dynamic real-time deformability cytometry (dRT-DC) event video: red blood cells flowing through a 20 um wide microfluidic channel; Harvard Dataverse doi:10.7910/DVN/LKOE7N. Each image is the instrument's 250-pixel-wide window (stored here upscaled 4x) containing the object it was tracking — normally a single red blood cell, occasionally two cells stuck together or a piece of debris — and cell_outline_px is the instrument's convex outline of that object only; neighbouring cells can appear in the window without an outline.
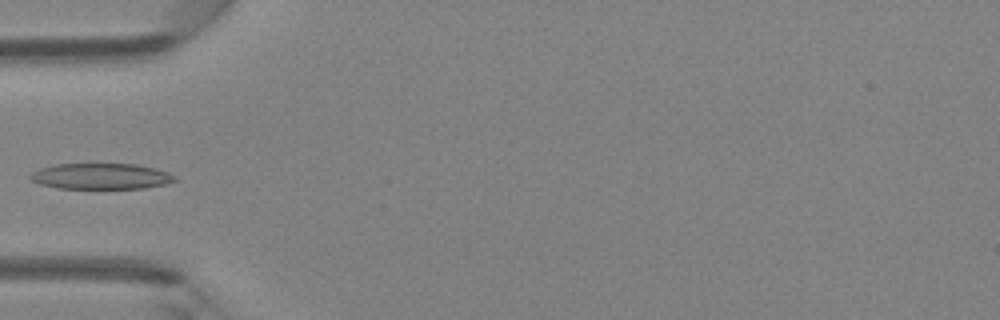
{"species": "Egyptian fruit bat (a non-hibernating species)", "species_latin": "Rousettus aegyptiacus", "temperature_condition": "room temperature", "stored_images_in_passage": 5, "camera_frame_rate_fps": 3000, "um_per_image_px": 0.085, "animal": {"sex": "female"}, "frame": {"image": 1, "passage_image": 5, "time_ms": 4.667, "image_size_px": [1000, 320], "cell_outline_px": [[176, 180], [164, 184], [144, 188], [56, 188], [40, 184], [32, 180], [28, 176], [32, 172], [40, 168], [56, 164], [136, 164], [156, 168], [168, 172], [176, 176]], "centroid_in_image_um": [8.58, 14.98], "position_along_channel_um": 76.4, "area_um2": 21.73}}